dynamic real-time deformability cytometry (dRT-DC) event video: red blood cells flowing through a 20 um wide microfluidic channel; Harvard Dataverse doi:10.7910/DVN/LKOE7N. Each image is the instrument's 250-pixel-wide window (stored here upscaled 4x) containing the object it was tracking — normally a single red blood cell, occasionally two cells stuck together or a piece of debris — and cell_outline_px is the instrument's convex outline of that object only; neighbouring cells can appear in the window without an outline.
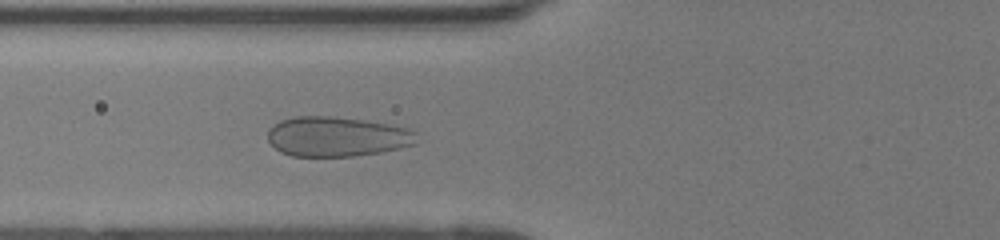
{"species": "human", "species_latin": "Homo sapiens", "temperature_condition": "room temperature", "stored_images_in_passage": 35, "camera_frame_rate_fps": 3000, "um_per_image_px": 0.085, "donor": {"sex": "female"}, "frame": {"image": 1, "passage_image": 5, "time_ms": 1.333, "image_size_px": [1000, 240], "cell_outline_px": [[420, 132], [416, 144], [400, 148], [380, 152], [352, 156], [292, 156], [280, 152], [268, 140], [268, 128], [280, 120], [296, 116], [332, 116], [364, 120], [388, 124], [408, 128]], "centroid_in_image_um": [28.67, 11.6], "position_along_channel_um": 97.1, "area_um2": 34.85}}
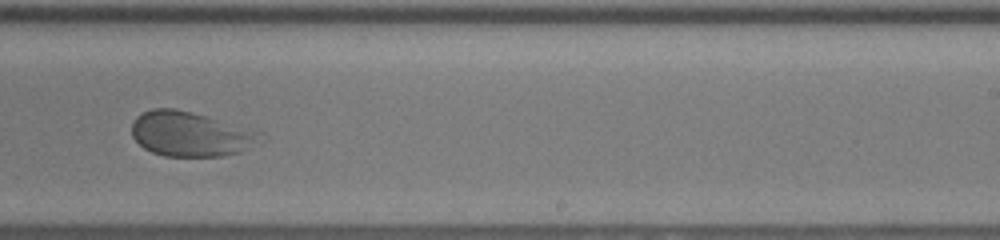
{"frame": {"image": 2, "passage_image": 18, "time_ms": 5.667, "image_size_px": [1000, 240], "cell_outline_px": [[264, 132], [240, 152], [224, 156], [164, 156], [152, 152], [144, 148], [132, 136], [132, 120], [136, 116], [152, 108], [176, 108], [192, 112]], "centroid_in_image_um": [16.11, 11.38], "position_along_channel_um": 272.9, "area_um2": 33.12}}
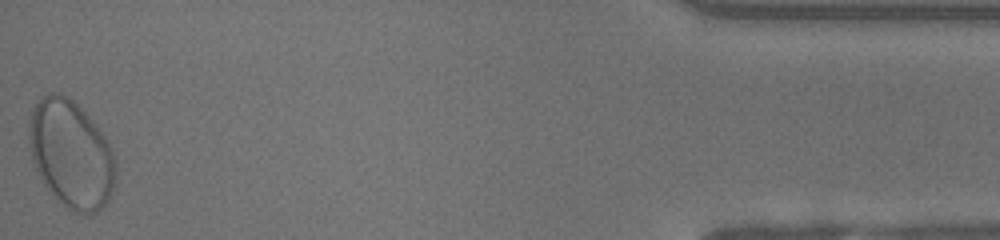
{"frame": {"image": 3, "passage_image": 35, "time_ms": 11.333, "image_size_px": [1000, 240], "cell_outline_px": [[116, 184], [112, 196], [96, 212], [76, 212], [68, 208], [52, 196], [36, 172], [32, 160], [28, 144], [28, 120], [32, 108], [40, 96], [48, 92], [60, 92], [68, 96], [96, 124], [108, 140], [112, 148], [116, 164]], "centroid_in_image_um": [6.02, 13.07], "position_along_channel_um": 429.2, "area_um2": 55.26}}